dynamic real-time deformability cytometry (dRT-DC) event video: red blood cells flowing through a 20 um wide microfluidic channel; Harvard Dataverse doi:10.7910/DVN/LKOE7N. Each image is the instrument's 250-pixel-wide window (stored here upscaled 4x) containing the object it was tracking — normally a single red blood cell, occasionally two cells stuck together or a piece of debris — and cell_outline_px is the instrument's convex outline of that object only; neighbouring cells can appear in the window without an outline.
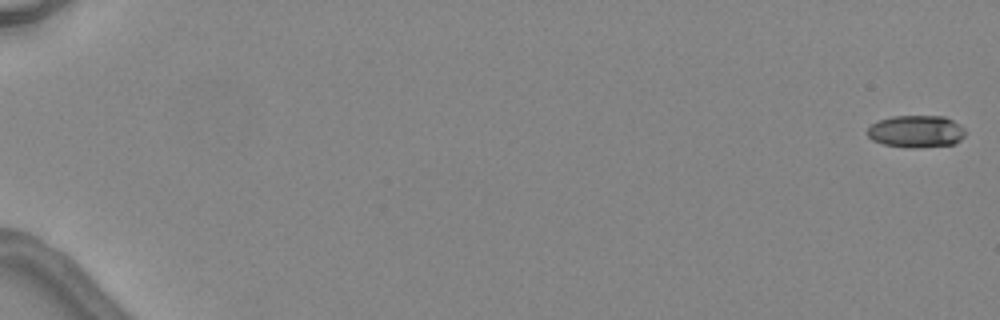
{"species": "common noctule bat (a hibernating species)", "species_latin": "Nyctalus noctula", "temperature_condition": "warm", "stored_images_in_passage": 4, "camera_frame_rate_fps": 3000, "um_per_image_px": 0.085, "animal": {"sex": "female", "body_mass_g": 24.6, "forearm_length_mm": 56.2}, "frame": {"image": 1, "passage_image": 1, "time_ms": 0.0, "image_size_px": [1000, 320], "cell_outline_px": [[964, 136], [960, 140], [952, 144], [916, 148], [908, 148], [884, 144], [872, 140], [868, 136], [868, 128], [872, 124], [880, 120], [892, 116], [944, 116], [960, 124], [964, 128]], "centroid_in_image_um": [77.88, 11.17], "position_along_channel_um": 7.1, "area_um2": 18.32}}
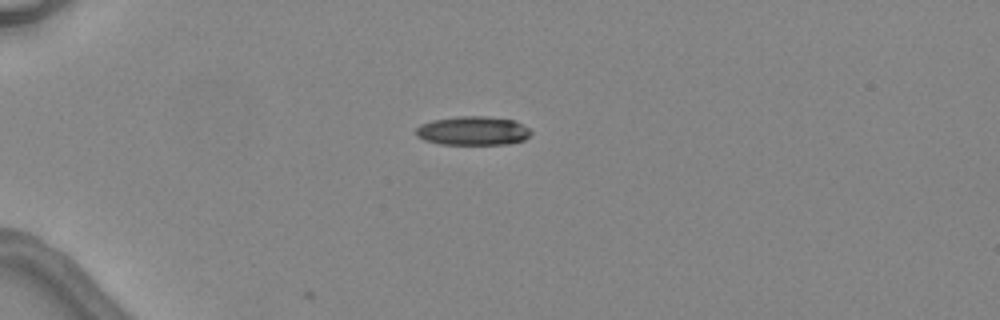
{"frame": {"image": 2, "passage_image": 4, "time_ms": 4.667, "image_size_px": [1000, 320], "cell_outline_px": [[532, 132], [524, 140], [508, 144], [440, 144], [424, 140], [416, 136], [416, 128], [420, 124], [432, 120], [460, 116], [488, 116], [516, 120], [528, 128]], "centroid_in_image_um": [40.2, 11.11], "position_along_channel_um": 44.8, "area_um2": 19.48}}